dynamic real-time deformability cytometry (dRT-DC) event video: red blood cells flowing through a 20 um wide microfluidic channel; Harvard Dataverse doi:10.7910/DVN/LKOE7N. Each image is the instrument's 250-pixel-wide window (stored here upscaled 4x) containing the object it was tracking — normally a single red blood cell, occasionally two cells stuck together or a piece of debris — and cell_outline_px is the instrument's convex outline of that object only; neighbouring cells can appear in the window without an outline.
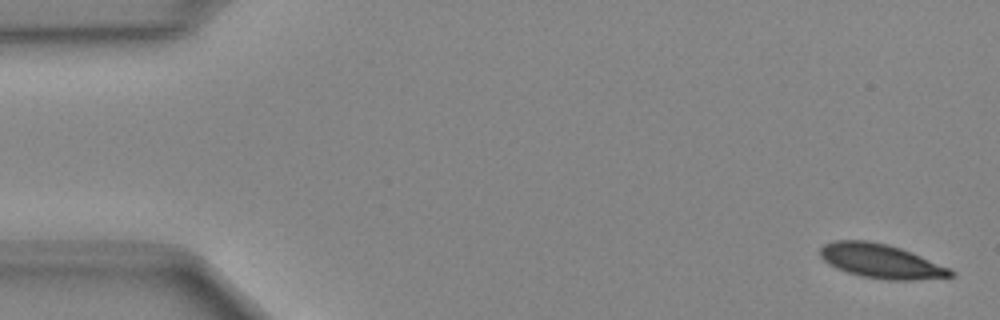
{"species": "Egyptian fruit bat (a non-hibernating species)", "species_latin": "Rousettus aegyptiacus", "temperature_condition": "cold", "stored_images_in_passage": 49, "camera_frame_rate_fps": 3000, "um_per_image_px": 0.085, "animal": {"sex": "female"}, "frame": {"image": 1, "passage_image": 2, "time_ms": 0.333, "image_size_px": [1000, 320], "cell_outline_px": [[956, 272], [952, 276], [912, 280], [888, 280], [860, 276], [836, 268], [828, 264], [820, 256], [820, 248], [824, 244], [832, 240], [868, 240], [888, 244], [900, 248], [952, 268]], "centroid_in_image_um": [74.88, 22.19], "position_along_channel_um": 10.1, "area_um2": 26.07}}
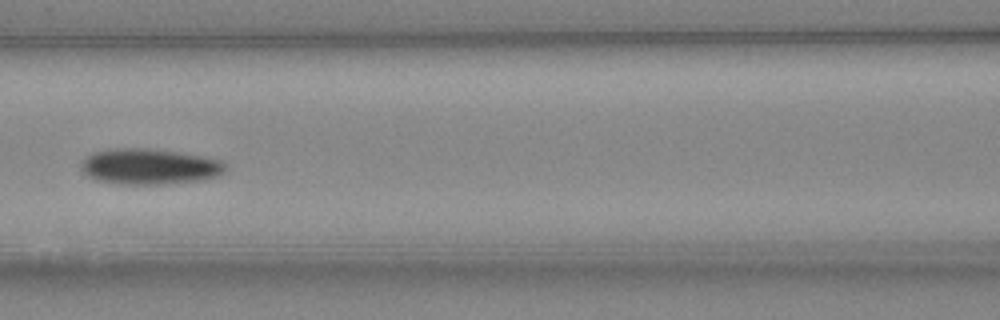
{"frame": {"image": 2, "passage_image": 22, "time_ms": 7.0, "image_size_px": [1000, 320], "cell_outline_px": [[224, 172], [216, 176], [204, 180], [160, 184], [120, 184], [96, 180], [80, 172], [80, 164], [92, 152], [116, 148], [148, 148], [180, 152], [220, 160], [224, 164]], "centroid_in_image_um": [12.65, 14.16], "position_along_channel_um": 153.9, "area_um2": 30.06}}
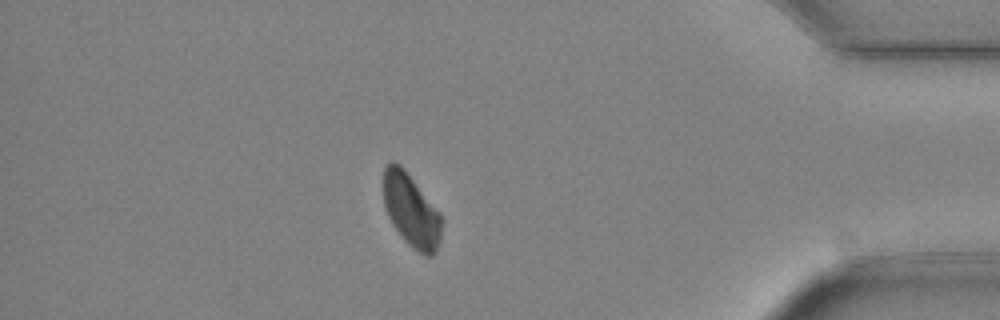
{"frame": {"image": 3, "passage_image": 43, "time_ms": 14.0, "image_size_px": [1000, 320], "cell_outline_px": [[444, 220], [440, 240], [436, 252], [432, 256], [428, 256], [412, 248], [400, 236], [392, 224], [388, 216], [384, 204], [384, 168], [392, 160], [400, 164], [404, 168], [440, 212]], "centroid_in_image_um": [34.98, 17.9], "position_along_channel_um": 400.2, "area_um2": 25.03}}